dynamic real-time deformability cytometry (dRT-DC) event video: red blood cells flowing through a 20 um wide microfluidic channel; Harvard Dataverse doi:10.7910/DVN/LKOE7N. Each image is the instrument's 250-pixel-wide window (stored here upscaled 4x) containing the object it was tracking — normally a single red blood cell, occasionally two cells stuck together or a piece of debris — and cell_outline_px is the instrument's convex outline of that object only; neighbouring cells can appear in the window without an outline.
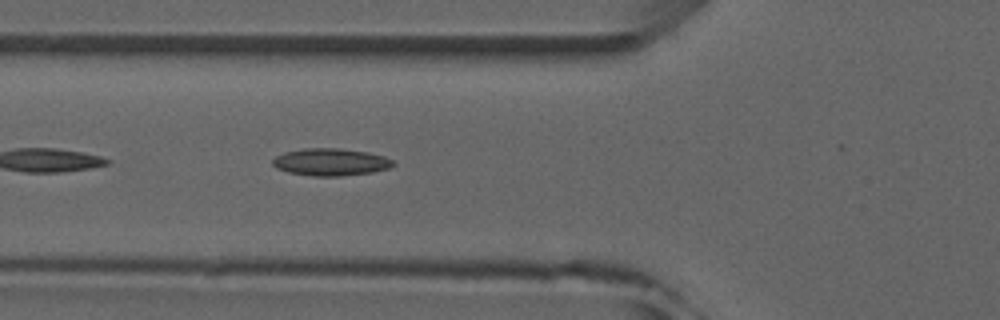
{"species": "common noctule bat (a hibernating species)", "species_latin": "Nyctalus noctula", "temperature_condition": "room temperature", "stored_images_in_passage": 5, "camera_frame_rate_fps": 3000, "um_per_image_px": 0.085, "animal": {"sex": "male", "forearm_length_mm": 52.5}, "frame": {"image": 1, "passage_image": 5, "time_ms": 5.333, "image_size_px": [1000, 320], "cell_outline_px": [[396, 164], [388, 168], [372, 172], [340, 176], [312, 176], [288, 172], [276, 168], [272, 164], [272, 160], [276, 156], [284, 152], [304, 148], [340, 148], [368, 152], [384, 156], [392, 160]], "centroid_in_image_um": [28.09, 13.77], "position_along_channel_um": 97.7, "area_um2": 19.19}}